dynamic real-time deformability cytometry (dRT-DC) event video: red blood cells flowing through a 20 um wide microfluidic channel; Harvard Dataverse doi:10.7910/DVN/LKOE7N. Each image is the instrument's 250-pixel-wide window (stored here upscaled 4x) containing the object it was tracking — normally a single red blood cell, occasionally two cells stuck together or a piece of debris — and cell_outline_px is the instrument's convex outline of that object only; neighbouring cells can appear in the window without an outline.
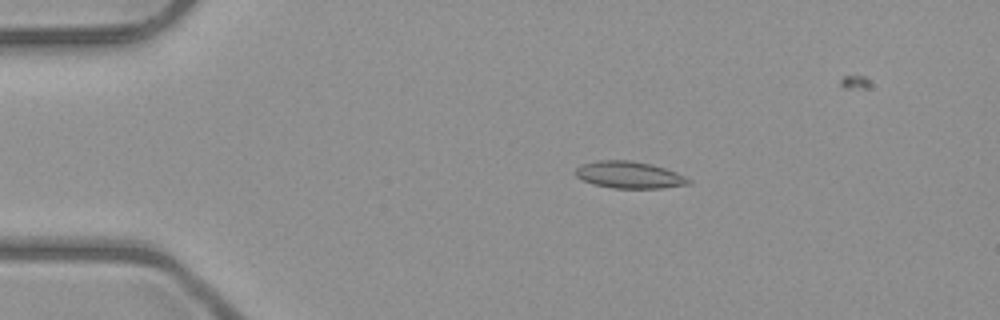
{"species": "common noctule bat (a hibernating species)", "species_latin": "Nyctalus noctula", "temperature_condition": "room temperature", "stored_images_in_passage": 6, "camera_frame_rate_fps": 3000, "um_per_image_px": 0.085, "animal": {"sex": "male", "body_mass_g": 23.1, "forearm_length_mm": 52.7}, "frame": {"image": 1, "passage_image": 4, "time_ms": 3.333, "image_size_px": [1000, 320], "cell_outline_px": [[692, 184], [660, 188], [612, 188], [592, 184], [576, 176], [576, 168], [580, 164], [596, 160], [632, 160], [664, 168], [676, 172], [692, 180]], "centroid_in_image_um": [53.48, 14.86], "position_along_channel_um": 31.5, "area_um2": 17.74}}
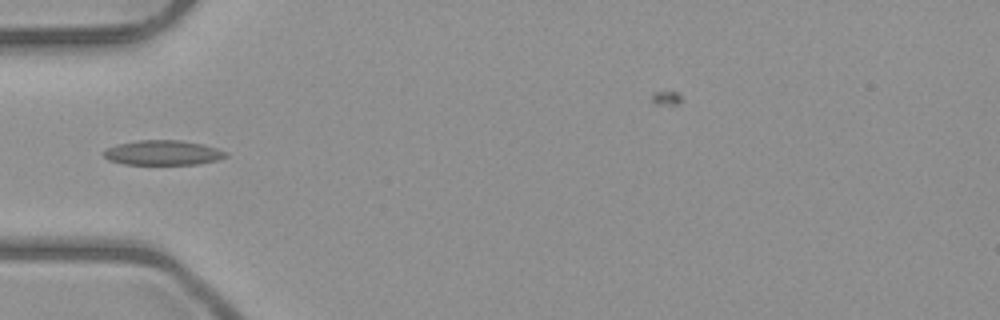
{"frame": {"image": 2, "passage_image": 6, "time_ms": 5.667, "image_size_px": [1000, 320], "cell_outline_px": [[228, 156], [216, 160], [200, 164], [124, 164], [108, 160], [100, 152], [116, 144], [140, 140], [180, 140], [204, 144], [228, 152]], "centroid_in_image_um": [13.84, 12.98], "position_along_channel_um": 71.2, "area_um2": 17.74}}